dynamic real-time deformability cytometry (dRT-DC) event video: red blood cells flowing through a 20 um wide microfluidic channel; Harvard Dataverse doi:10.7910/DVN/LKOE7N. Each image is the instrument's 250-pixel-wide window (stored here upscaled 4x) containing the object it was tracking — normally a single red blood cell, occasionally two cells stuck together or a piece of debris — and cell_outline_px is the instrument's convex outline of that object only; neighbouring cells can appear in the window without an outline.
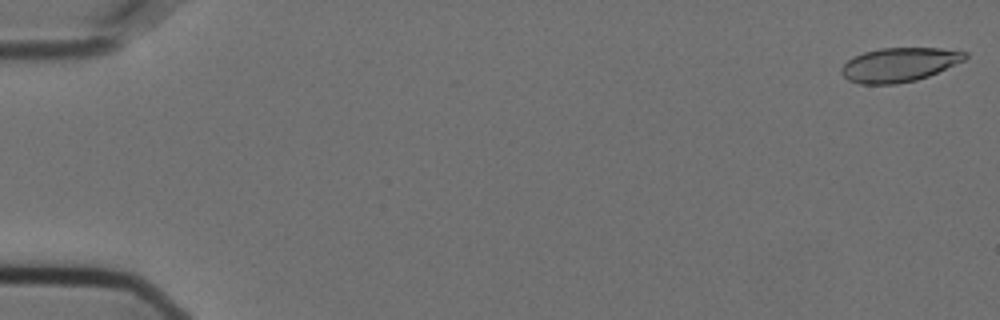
{"species": "Egyptian fruit bat (a non-hibernating species)", "species_latin": "Rousettus aegyptiacus", "temperature_condition": "cold", "stored_images_in_passage": 56, "camera_frame_rate_fps": 3000, "um_per_image_px": 0.085, "animal": {"sex": "female"}, "frame": {"image": 1, "passage_image": 1, "time_ms": 0.0, "image_size_px": [1000, 320], "cell_outline_px": [[968, 56], [964, 60], [928, 76], [916, 80], [896, 84], [860, 84], [848, 80], [840, 72], [840, 68], [852, 56], [864, 52], [880, 48], [940, 48], [968, 52]], "centroid_in_image_um": [76.4, 5.5], "position_along_channel_um": 8.6, "area_um2": 24.57}}
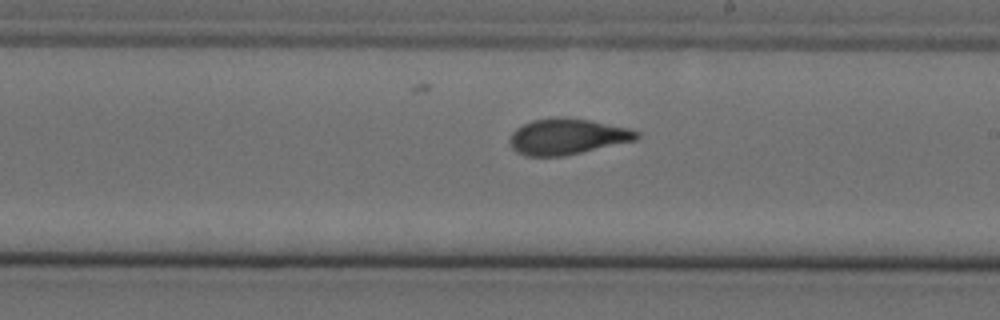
{"frame": {"image": 2, "passage_image": 33, "time_ms": 10.667, "image_size_px": [1000, 320], "cell_outline_px": [[640, 136], [636, 140], [564, 156], [524, 156], [516, 152], [512, 148], [508, 140], [512, 132], [516, 128], [532, 120], [560, 116], [564, 116], [592, 120], [628, 128], [640, 132]], "centroid_in_image_um": [48.19, 11.6], "position_along_channel_um": 240.8, "area_um2": 26.82}}
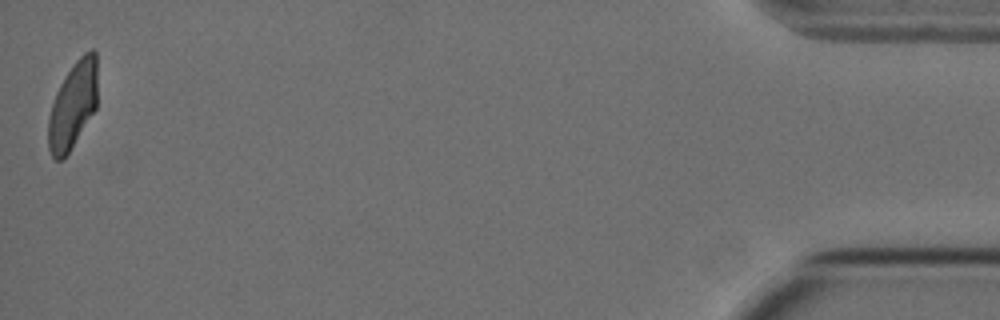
{"frame": {"image": 3, "passage_image": 56, "time_ms": 18.333, "image_size_px": [1000, 320], "cell_outline_px": [[96, 108], [64, 160], [56, 160], [52, 156], [48, 148], [48, 116], [56, 92], [60, 84], [76, 60], [84, 52], [92, 48], [96, 52]], "centroid_in_image_um": [6.18, 8.96], "position_along_channel_um": 429.0, "area_um2": 24.74}, "authors_computed_cell_mechanics": {"area_um2": 26.01, "velocity_mm_per_s": 3.6074, "shape_relaxation_time_tau1_ms": 4.2386, "shape_relaxation_time_tau2_ms": 0.9842, "deformation_change_tau1": 0.1713, "deformation_change_tau2": 0.0749}}